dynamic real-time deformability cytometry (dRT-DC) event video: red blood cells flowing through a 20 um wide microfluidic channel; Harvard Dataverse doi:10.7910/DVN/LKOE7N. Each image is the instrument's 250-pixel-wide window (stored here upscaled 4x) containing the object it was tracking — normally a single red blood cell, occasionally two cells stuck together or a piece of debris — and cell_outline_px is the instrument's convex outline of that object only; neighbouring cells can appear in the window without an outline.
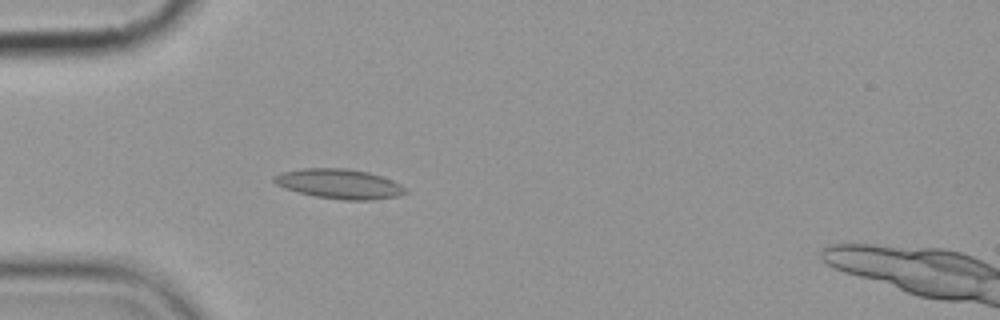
{"species": "common noctule bat (a hibernating species)", "species_latin": "Nyctalus noctula", "temperature_condition": "cold", "stored_images_in_passage": 4, "camera_frame_rate_fps": 3000, "um_per_image_px": 0.085, "animal": {"sex": "female", "body_mass_g": 19.9}, "frame": {"image": 1, "passage_image": 4, "time_ms": 3.333, "image_size_px": [1000, 320], "cell_outline_px": [[408, 192], [400, 196], [372, 200], [344, 200], [316, 196], [296, 192], [284, 188], [276, 184], [272, 180], [272, 176], [280, 172], [304, 168], [344, 168], [368, 172], [392, 180], [400, 184]], "centroid_in_image_um": [28.81, 15.63], "position_along_channel_um": 56.2, "area_um2": 22.83}}